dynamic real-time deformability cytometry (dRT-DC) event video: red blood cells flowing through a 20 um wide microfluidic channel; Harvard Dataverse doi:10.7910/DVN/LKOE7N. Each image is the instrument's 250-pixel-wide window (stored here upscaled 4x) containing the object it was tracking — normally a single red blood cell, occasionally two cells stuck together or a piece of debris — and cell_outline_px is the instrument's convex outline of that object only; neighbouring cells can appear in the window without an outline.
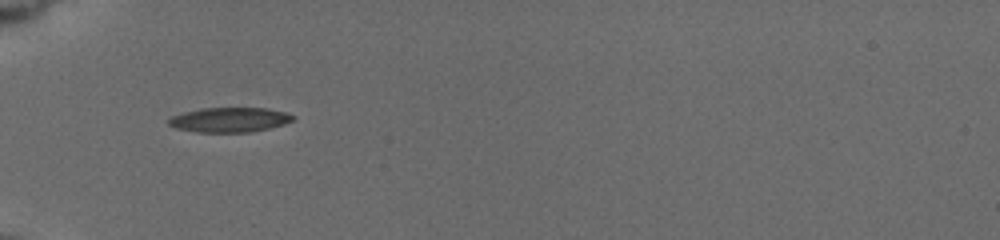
{"species": "common noctule bat (a hibernating species)", "species_latin": "Nyctalus noctula", "temperature_condition": "cold", "stored_images_in_passage": 8, "camera_frame_rate_fps": 3000, "um_per_image_px": 0.085, "animal": {"sex": "female", "body_mass_g": 19.5, "forearm_length_mm": 54.1}, "frame": {"image": 1, "passage_image": 1, "time_ms": 0.0, "image_size_px": [1000, 240], "cell_outline_px": [[296, 116], [292, 120], [284, 124], [268, 128], [248, 132], [196, 132], [176, 128], [168, 124], [168, 120], [172, 116], [184, 112], [200, 108], [268, 108], [284, 112]], "centroid_in_image_um": [19.5, 10.17], "position_along_channel_um": 65.5, "area_um2": 17.8}}
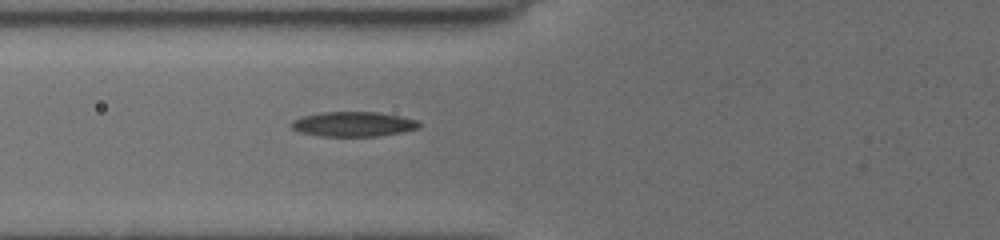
{"frame": {"image": 2, "passage_image": 5, "time_ms": 1.0, "image_size_px": [1000, 240], "cell_outline_px": [[420, 128], [380, 136], [320, 136], [300, 132], [292, 128], [288, 124], [292, 120], [304, 116], [324, 112], [376, 112], [400, 116], [416, 120], [420, 124]], "centroid_in_image_um": [30.01, 10.55], "position_along_channel_um": 95.8, "area_um2": 18.38}}